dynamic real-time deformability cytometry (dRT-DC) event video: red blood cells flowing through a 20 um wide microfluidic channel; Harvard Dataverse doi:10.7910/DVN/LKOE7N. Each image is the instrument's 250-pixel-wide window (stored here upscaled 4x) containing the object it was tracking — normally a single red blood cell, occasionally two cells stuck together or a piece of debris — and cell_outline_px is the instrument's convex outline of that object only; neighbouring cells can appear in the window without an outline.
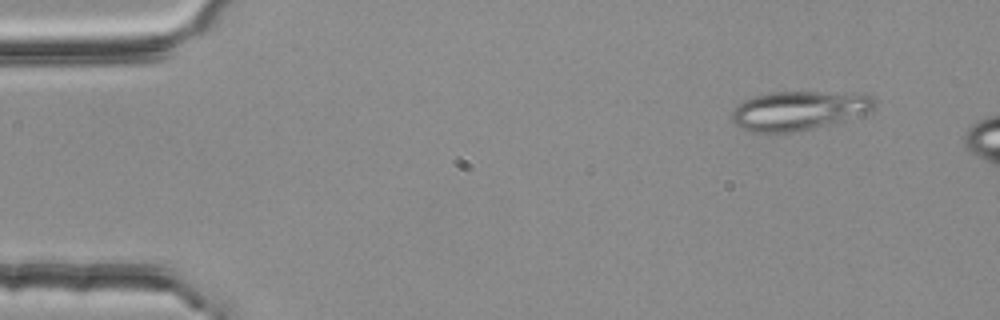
{"species": "common noctule bat (a hibernating species)", "species_latin": "Nyctalus noctula", "temperature_condition": "room temperature", "stored_images_in_passage": 4, "camera_frame_rate_fps": 3000, "um_per_image_px": 0.085, "animal": {"sex": "female", "body_mass_g": 25.1}, "frame": {"image": 1, "passage_image": 1, "time_ms": 0.0, "image_size_px": [1000, 320], "cell_outline_px": [[876, 104], [868, 112], [844, 120], [812, 128], [792, 132], [748, 132], [736, 124], [732, 120], [732, 108], [744, 100], [768, 92], [868, 92], [876, 100]], "centroid_in_image_um": [67.93, 9.37], "position_along_channel_um": 17.1, "area_um2": 32.71}}